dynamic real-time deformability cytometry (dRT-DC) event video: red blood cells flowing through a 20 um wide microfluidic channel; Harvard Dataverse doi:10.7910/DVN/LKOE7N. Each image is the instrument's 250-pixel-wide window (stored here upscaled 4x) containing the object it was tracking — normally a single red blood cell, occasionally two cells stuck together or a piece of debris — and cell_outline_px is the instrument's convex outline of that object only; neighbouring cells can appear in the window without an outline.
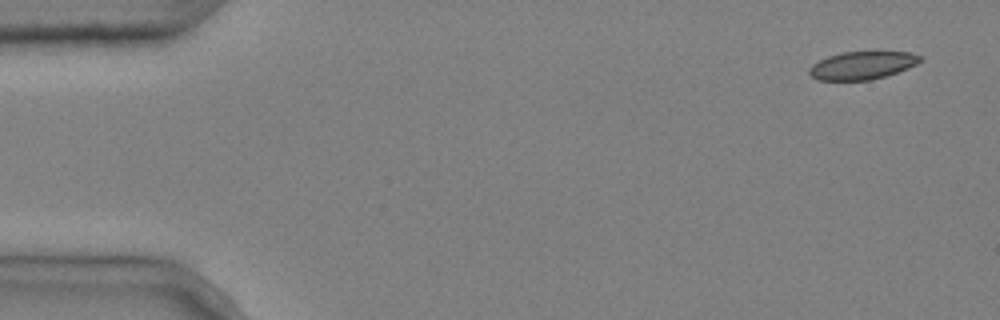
{"species": "common noctule bat (a hibernating species)", "species_latin": "Nyctalus noctula", "temperature_condition": "cold", "stored_images_in_passage": 3, "camera_frame_rate_fps": 3000, "um_per_image_px": 0.085, "animal": {"sex": "male", "body_mass_g": 20.4}, "frame": {"image": 1, "passage_image": 1, "time_ms": 0.0, "image_size_px": [1000, 320], "cell_outline_px": [[924, 60], [908, 68], [872, 80], [816, 80], [808, 72], [808, 68], [812, 64], [828, 56], [840, 52], [912, 52], [924, 56]], "centroid_in_image_um": [73.31, 5.55], "position_along_channel_um": 11.7, "area_um2": 18.15}}